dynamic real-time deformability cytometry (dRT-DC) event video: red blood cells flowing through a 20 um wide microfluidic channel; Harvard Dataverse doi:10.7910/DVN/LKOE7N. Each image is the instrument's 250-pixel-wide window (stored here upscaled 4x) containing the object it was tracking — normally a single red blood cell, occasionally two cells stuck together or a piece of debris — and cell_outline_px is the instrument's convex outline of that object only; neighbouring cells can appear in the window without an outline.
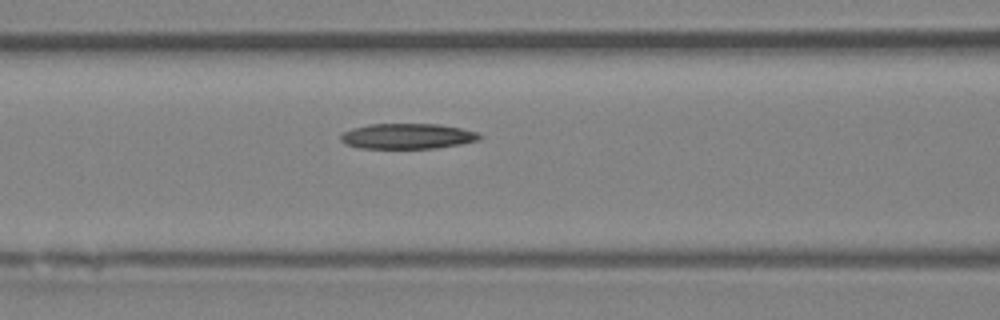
{"species": "Egyptian fruit bat (a non-hibernating species)", "species_latin": "Rousettus aegyptiacus", "temperature_condition": "room temperature", "stored_images_in_passage": 4, "segment_of_instrument_passage": [2, 2], "camera_frame_rate_fps": 3000, "um_per_image_px": 0.085, "animal": {"sex": "female"}, "frame": {"image": 1, "passage_image": 4, "time_ms": 4.333, "image_size_px": [1000, 320], "cell_outline_px": [[484, 136], [480, 140], [460, 144], [436, 148], [360, 148], [348, 144], [340, 140], [340, 136], [344, 132], [352, 128], [368, 124], [440, 124], [460, 128], [476, 132]], "centroid_in_image_um": [34.66, 11.57], "position_along_channel_um": 131.9, "area_um2": 20.52}}